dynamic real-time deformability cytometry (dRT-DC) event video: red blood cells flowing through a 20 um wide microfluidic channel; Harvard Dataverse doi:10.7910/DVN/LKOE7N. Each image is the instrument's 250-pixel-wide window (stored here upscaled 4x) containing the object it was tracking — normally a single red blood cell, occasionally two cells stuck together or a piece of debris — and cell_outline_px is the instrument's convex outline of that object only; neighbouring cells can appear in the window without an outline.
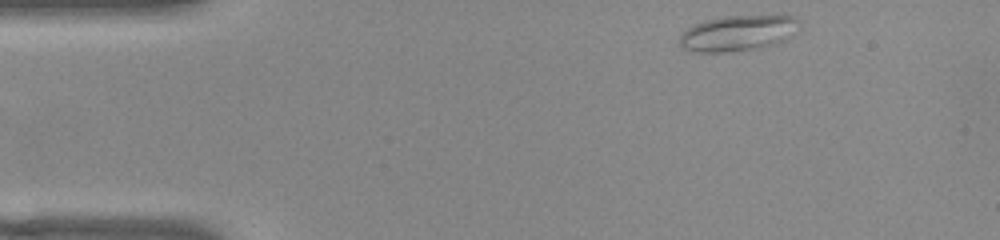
{"species": "common noctule bat (a hibernating species)", "species_latin": "Nyctalus noctula", "temperature_condition": "warm", "stored_images_in_passage": 47, "camera_frame_rate_fps": 3000, "um_per_image_px": 0.085, "animal": {"sex": "female", "body_mass_g": 22.0, "forearm_length_mm": 56.7}, "frame": {"image": 1, "passage_image": 1, "time_ms": 0.0, "image_size_px": [1000, 240], "cell_outline_px": [[796, 20], [780, 40], [772, 44], [756, 48], [724, 52], [688, 52], [680, 48], [680, 32], [696, 24], [708, 20], [724, 16], [796, 16]], "centroid_in_image_um": [62.47, 2.83], "position_along_channel_um": 22.5, "area_um2": 23.64}}
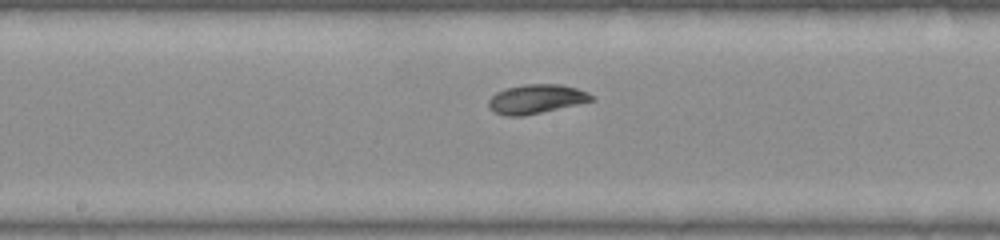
{"frame": {"image": 2, "passage_image": 21, "time_ms": 6.667, "image_size_px": [1000, 240], "cell_outline_px": [[596, 100], [540, 112], [520, 116], [508, 116], [496, 112], [488, 104], [488, 100], [496, 92], [504, 88], [524, 84], [560, 84], [576, 88], [588, 92]], "centroid_in_image_um": [45.58, 8.39], "position_along_channel_um": 202.6, "area_um2": 17.22}}
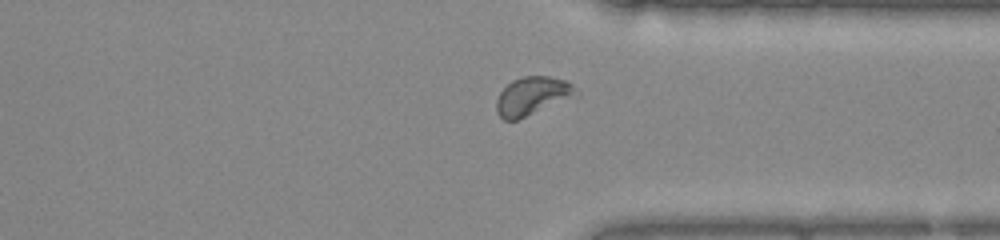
{"frame": {"image": 3, "passage_image": 34, "time_ms": 11.0, "image_size_px": [1000, 240], "cell_outline_px": [[580, 92], [516, 120], [504, 120], [496, 112], [496, 100], [500, 92], [512, 80], [524, 76], [548, 76], [564, 80], [572, 84]], "centroid_in_image_um": [45.18, 8.13], "position_along_channel_um": 366.2, "area_um2": 17.11}, "authors_computed_cell_mechanics": {"area_um2": 17.5134, "velocity_mm_per_s": 3.7952, "shape_relaxation_time_tau1_ms": 5.5214, "shape_relaxation_time_tau2_ms": 1.8593, "deformation_change_tau1": 0.123, "deformation_change_tau2": 0.0604}}